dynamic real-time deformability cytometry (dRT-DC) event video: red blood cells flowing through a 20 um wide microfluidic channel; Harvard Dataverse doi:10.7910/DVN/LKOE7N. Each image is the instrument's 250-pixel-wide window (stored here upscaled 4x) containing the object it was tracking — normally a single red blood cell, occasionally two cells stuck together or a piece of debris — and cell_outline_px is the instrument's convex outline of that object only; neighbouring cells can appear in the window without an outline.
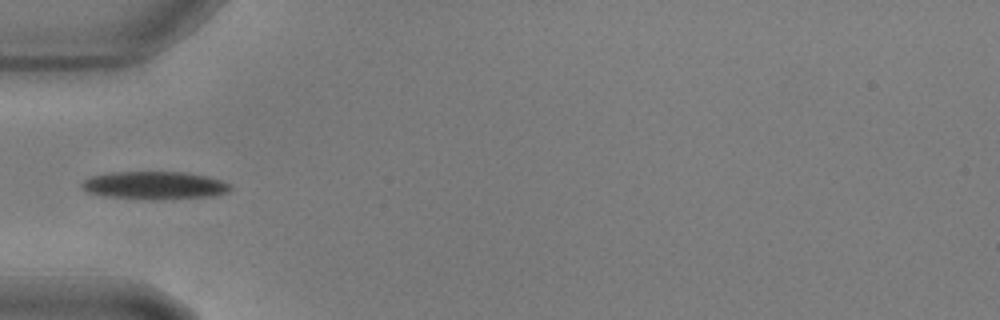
{"species": "common noctule bat (a hibernating species)", "species_latin": "Nyctalus noctula", "temperature_condition": "warm", "stored_images_in_passage": 4, "camera_frame_rate_fps": 3000, "um_per_image_px": 0.085, "animal": {"sex": "male", "body_mass_g": 17.9, "forearm_length_mm": 54.2}, "frame": {"image": 1, "passage_image": 1, "time_ms": 0.0, "image_size_px": [1000, 320], "cell_outline_px": [[232, 188], [228, 192], [216, 196], [164, 200], [104, 196], [88, 192], [80, 188], [80, 180], [88, 176], [108, 172], [188, 172], [208, 176], [232, 184]], "centroid_in_image_um": [13.13, 15.75], "position_along_channel_um": 71.9, "area_um2": 24.74}}
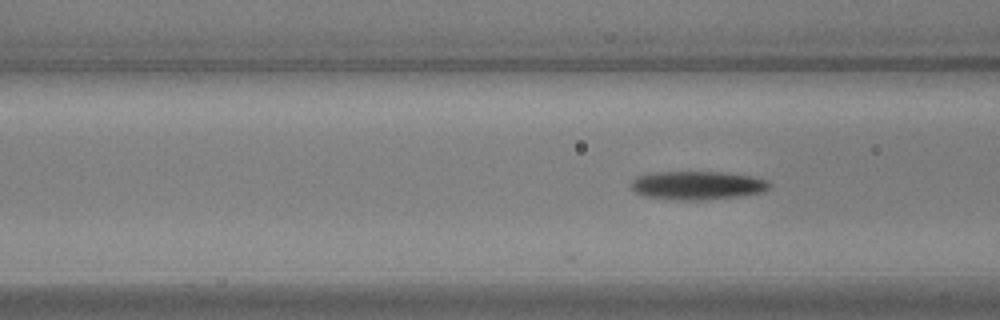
{"frame": {"image": 2, "passage_image": 4, "time_ms": 1.0, "image_size_px": [1000, 320], "cell_outline_px": [[772, 184], [764, 192], [740, 196], [704, 200], [684, 200], [644, 196], [636, 192], [632, 188], [632, 180], [636, 176], [652, 172], [724, 172], [752, 176], [768, 180]], "centroid_in_image_um": [59.31, 15.75], "position_along_channel_um": 107.3, "area_um2": 23.06}}